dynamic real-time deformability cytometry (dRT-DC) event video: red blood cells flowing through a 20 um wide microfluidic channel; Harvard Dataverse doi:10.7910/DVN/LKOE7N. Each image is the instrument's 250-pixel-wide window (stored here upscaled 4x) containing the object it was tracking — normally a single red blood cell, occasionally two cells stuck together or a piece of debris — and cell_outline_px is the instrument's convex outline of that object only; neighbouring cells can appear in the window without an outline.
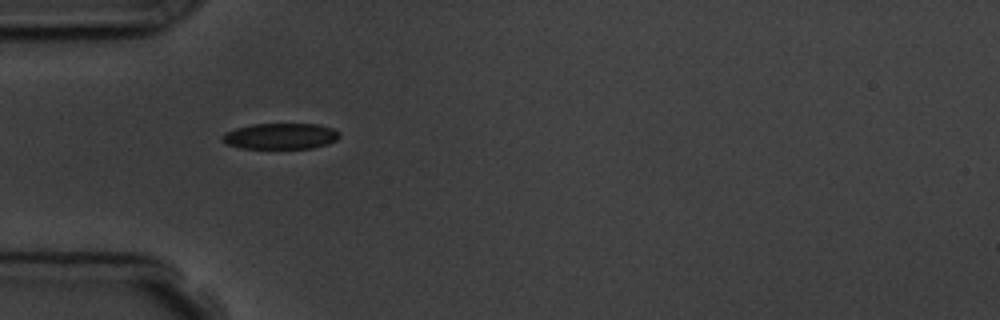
{"species": "common noctule bat (a hibernating species)", "species_latin": "Nyctalus noctula", "temperature_condition": "room temperature", "stored_images_in_passage": 6, "camera_frame_rate_fps": 3000, "um_per_image_px": 0.085, "animal": {"sex": "male", "body_mass_g": 19.5, "forearm_length_mm": 54.6}, "frame": {"image": 1, "passage_image": 5, "time_ms": 4.667, "image_size_px": [1000, 320], "cell_outline_px": [[340, 136], [336, 140], [328, 144], [312, 148], [240, 148], [228, 144], [224, 140], [224, 136], [228, 132], [236, 128], [252, 124], [316, 124], [332, 128], [340, 132]], "centroid_in_image_um": [23.92, 11.57], "position_along_channel_um": 61.1, "area_um2": 17.46}}